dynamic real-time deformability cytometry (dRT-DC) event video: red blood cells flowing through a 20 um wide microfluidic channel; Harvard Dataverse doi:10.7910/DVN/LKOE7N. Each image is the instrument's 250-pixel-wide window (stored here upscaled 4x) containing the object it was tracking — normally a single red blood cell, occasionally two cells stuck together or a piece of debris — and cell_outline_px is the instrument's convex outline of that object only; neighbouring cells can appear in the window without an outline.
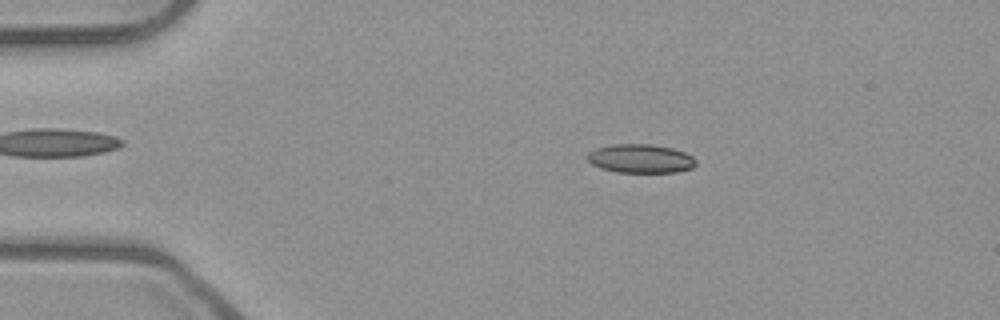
{"species": "common noctule bat (a hibernating species)", "species_latin": "Nyctalus noctula", "temperature_condition": "room temperature", "stored_images_in_passage": 44, "camera_frame_rate_fps": 3000, "um_per_image_px": 0.085, "animal": {"sex": "male", "body_mass_g": 23.1, "forearm_length_mm": 52.7}, "frame": {"image": 1, "passage_image": 2, "time_ms": 0.333, "image_size_px": [1000, 320], "cell_outline_px": [[696, 164], [692, 168], [676, 172], [616, 172], [600, 168], [592, 164], [584, 156], [588, 152], [596, 148], [612, 144], [652, 144], [672, 148], [684, 152], [692, 156], [696, 160]], "centroid_in_image_um": [54.42, 13.47], "position_along_channel_um": 30.6, "area_um2": 18.32}}
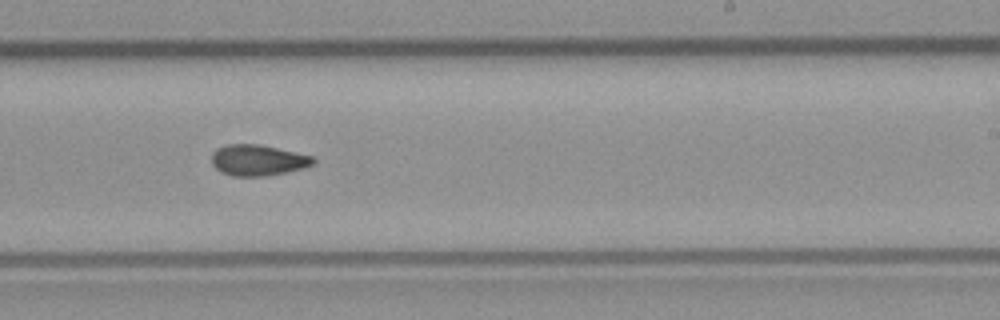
{"frame": {"image": 2, "passage_image": 24, "time_ms": 7.667, "image_size_px": [1000, 320], "cell_outline_px": [[316, 160], [312, 164], [304, 168], [264, 176], [232, 176], [220, 172], [212, 164], [212, 152], [216, 148], [228, 144], [256, 144], [276, 148], [312, 156]], "centroid_in_image_um": [21.87, 13.62], "position_along_channel_um": 267.1, "area_um2": 18.15}}
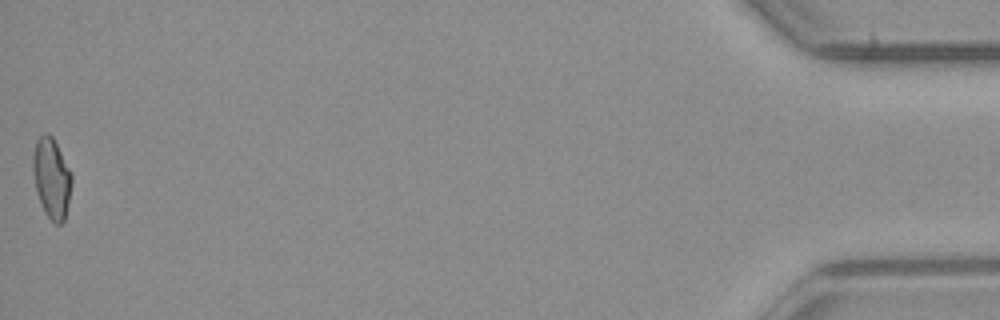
{"frame": {"image": 3, "passage_image": 44, "time_ms": 14.333, "image_size_px": [1000, 320], "cell_outline_px": [[72, 180], [64, 220], [60, 224], [56, 224], [44, 212], [36, 192], [32, 172], [32, 156], [36, 140], [44, 132], [48, 132], [52, 136], [72, 172]], "centroid_in_image_um": [4.36, 15.09], "position_along_channel_um": 430.8, "area_um2": 18.21}, "authors_computed_cell_mechanics": {"area_um2": 18.207, "velocity_mm_per_s": 3.984, "shape_relaxation_time_tau1_ms": null, "shape_relaxation_time_tau2_ms": 4.2219, "deformation_change_tau1": null, "deformation_change_tau2": 0.1064}}